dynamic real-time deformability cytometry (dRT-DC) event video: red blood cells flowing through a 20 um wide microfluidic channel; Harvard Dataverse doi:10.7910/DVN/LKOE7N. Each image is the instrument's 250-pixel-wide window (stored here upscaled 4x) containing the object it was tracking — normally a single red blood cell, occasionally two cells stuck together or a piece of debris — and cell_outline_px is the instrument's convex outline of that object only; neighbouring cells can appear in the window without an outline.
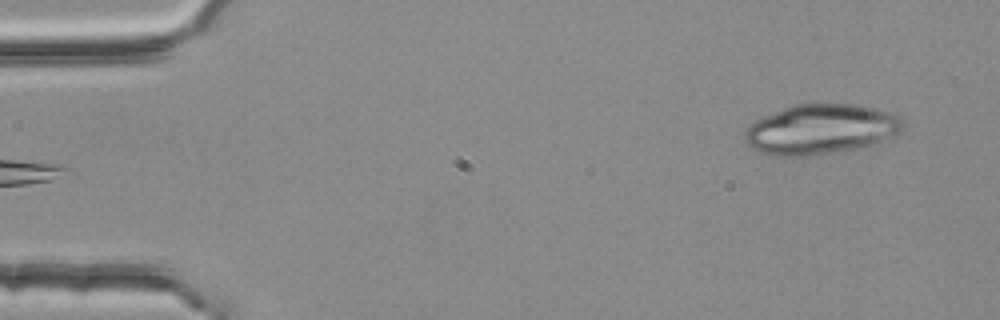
{"species": "common noctule bat (a hibernating species)", "species_latin": "Nyctalus noctula", "temperature_condition": "room temperature", "stored_images_in_passage": 3, "camera_frame_rate_fps": 3000, "um_per_image_px": 0.085, "animal": {"sex": "female", "body_mass_g": 25.1}, "frame": {"image": 1, "passage_image": 3, "time_ms": 0.667, "image_size_px": [1000, 320], "cell_outline_px": [[904, 128], [876, 144], [856, 148], [832, 152], [804, 156], [784, 156], [764, 152], [752, 148], [744, 140], [744, 132], [756, 120], [792, 104], [856, 104], [876, 108], [892, 112], [900, 116], [904, 120]], "centroid_in_image_um": [69.81, 10.97], "position_along_channel_um": 15.2, "area_um2": 45.72}}